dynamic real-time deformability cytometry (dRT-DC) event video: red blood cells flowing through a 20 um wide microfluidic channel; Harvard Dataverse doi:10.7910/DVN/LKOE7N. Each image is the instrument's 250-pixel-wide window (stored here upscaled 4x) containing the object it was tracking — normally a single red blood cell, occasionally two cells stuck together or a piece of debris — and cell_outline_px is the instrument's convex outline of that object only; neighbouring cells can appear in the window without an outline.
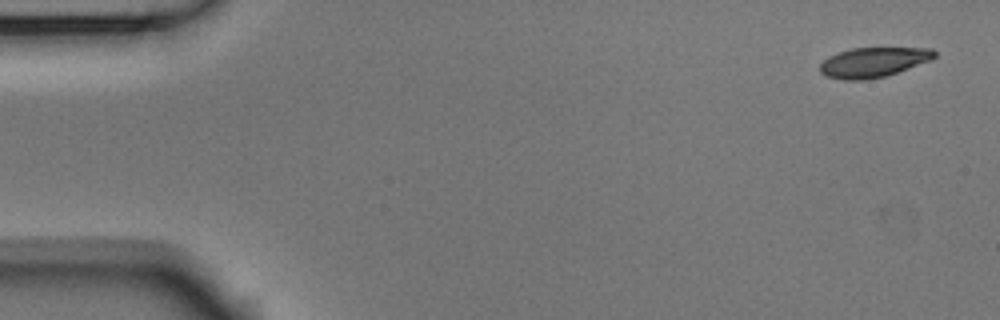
{"species": "Egyptian fruit bat (a non-hibernating species)", "species_latin": "Rousettus aegyptiacus", "temperature_condition": "room temperature", "stored_images_in_passage": 52, "camera_frame_rate_fps": 3000, "um_per_image_px": 0.085, "animal": {"sex": "male"}, "frame": {"image": 1, "passage_image": 1, "time_ms": 0.0, "image_size_px": [1000, 320], "cell_outline_px": [[936, 56], [932, 60], [884, 76], [864, 80], [844, 80], [828, 76], [820, 72], [820, 64], [828, 56], [852, 48], [932, 48], [936, 52]], "centroid_in_image_um": [74.24, 5.28], "position_along_channel_um": 10.8, "area_um2": 19.71}}
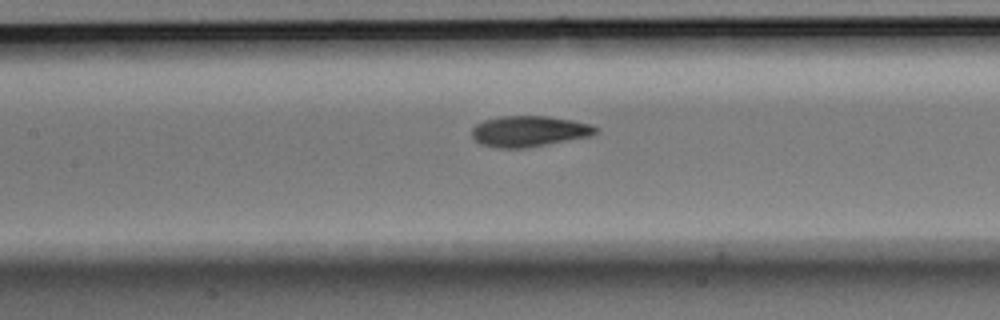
{"frame": {"image": 2, "passage_image": 23, "time_ms": 7.333, "image_size_px": [1000, 320], "cell_outline_px": [[600, 132], [592, 136], [524, 148], [496, 148], [480, 144], [472, 136], [472, 128], [476, 124], [484, 120], [504, 116], [548, 116], [572, 120], [592, 124], [600, 128]], "centroid_in_image_um": [45.02, 11.16], "position_along_channel_um": 162.4, "area_um2": 22.43}}
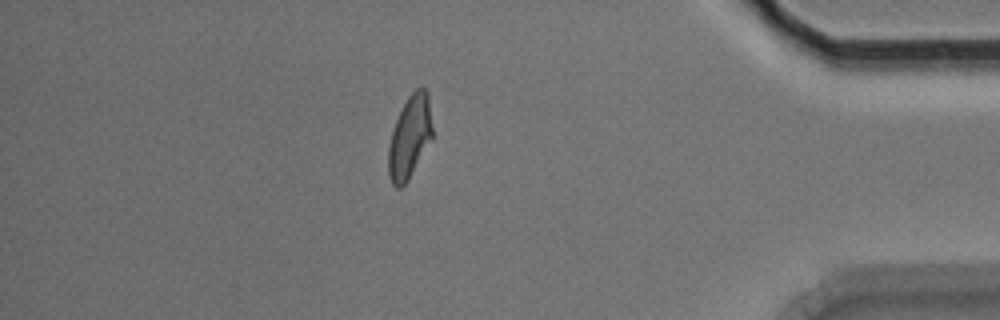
{"frame": {"image": 3, "passage_image": 45, "time_ms": 14.667, "image_size_px": [1000, 320], "cell_outline_px": [[432, 140], [408, 180], [400, 188], [396, 188], [392, 184], [388, 176], [388, 148], [392, 132], [396, 120], [408, 96], [416, 88], [424, 88], [428, 92], [432, 128]], "centroid_in_image_um": [34.83, 11.68], "position_along_channel_um": 400.4, "area_um2": 21.15}, "authors_computed_cell_mechanics": {"area_um2": 21.5883, "velocity_mm_per_s": 3.769, "shape_relaxation_time_tau1_ms": 7.0912, "shape_relaxation_time_tau2_ms": 2.7095, "deformation_change_tau1": 0.2088, "deformation_change_tau2": 0.0907}}